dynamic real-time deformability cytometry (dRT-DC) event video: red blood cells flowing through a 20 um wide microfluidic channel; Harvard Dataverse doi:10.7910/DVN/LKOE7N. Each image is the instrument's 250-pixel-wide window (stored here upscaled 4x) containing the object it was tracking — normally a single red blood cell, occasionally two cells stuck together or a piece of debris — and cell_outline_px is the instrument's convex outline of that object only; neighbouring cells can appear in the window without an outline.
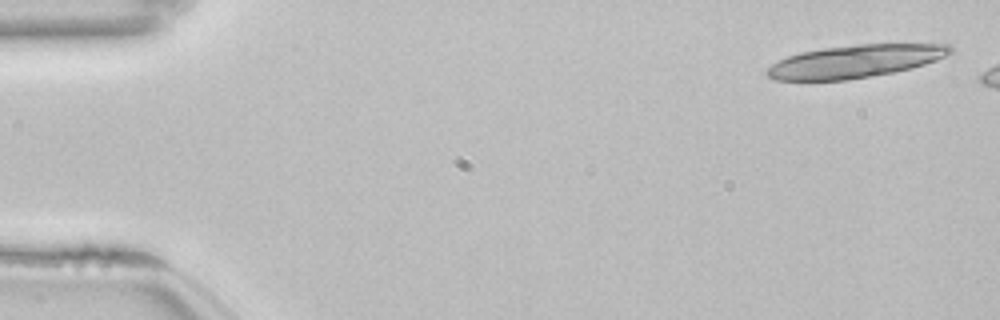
{"species": "common noctule bat (a hibernating species)", "species_latin": "Nyctalus noctula", "temperature_condition": "room temperature", "stored_images_in_passage": 8, "camera_frame_rate_fps": 3000, "um_per_image_px": 0.085, "animal": {"sex": "female", "body_mass_g": 22.7, "forearm_length_mm": 54.2}, "frame": {"image": 1, "passage_image": 2, "time_ms": 0.333, "image_size_px": [1000, 320], "cell_outline_px": [[952, 52], [936, 60], [912, 68], [892, 72], [848, 80], [776, 80], [768, 76], [764, 72], [772, 64], [788, 56], [800, 52], [824, 48], [860, 44], [948, 44], [952, 48]], "centroid_in_image_um": [72.67, 5.21], "position_along_channel_um": 12.3, "area_um2": 34.62}}